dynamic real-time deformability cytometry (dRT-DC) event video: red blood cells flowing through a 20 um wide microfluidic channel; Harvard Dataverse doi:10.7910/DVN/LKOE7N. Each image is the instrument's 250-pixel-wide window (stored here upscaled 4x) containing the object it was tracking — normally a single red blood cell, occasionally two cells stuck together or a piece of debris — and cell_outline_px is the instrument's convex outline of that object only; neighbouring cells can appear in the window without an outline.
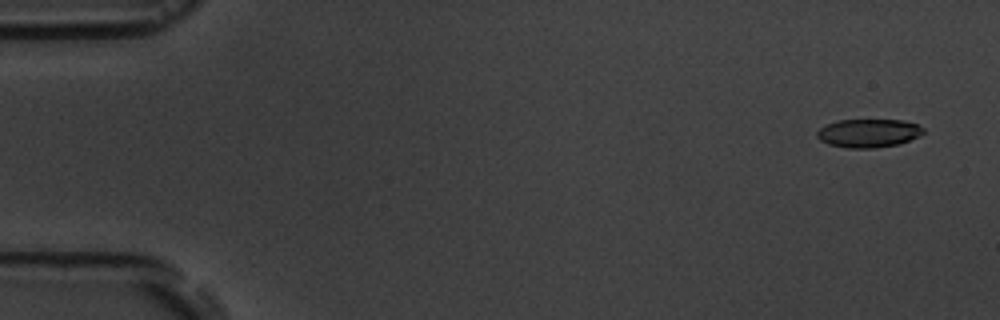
{"species": "common noctule bat (a hibernating species)", "species_latin": "Nyctalus noctula", "temperature_condition": "room temperature", "stored_images_in_passage": 6, "segment_of_instrument_passage": [1, 2], "camera_frame_rate_fps": 3000, "um_per_image_px": 0.085, "animal": {"sex": "male", "body_mass_g": 19.5, "forearm_length_mm": 54.6}, "frame": {"image": 1, "passage_image": 1, "time_ms": 0.0, "image_size_px": [1000, 320], "cell_outline_px": [[924, 132], [900, 144], [872, 148], [848, 148], [828, 144], [820, 140], [816, 136], [816, 132], [820, 128], [828, 124], [840, 120], [904, 120], [916, 124], [924, 128]], "centroid_in_image_um": [73.8, 11.32], "position_along_channel_um": 11.2, "area_um2": 17.46}}
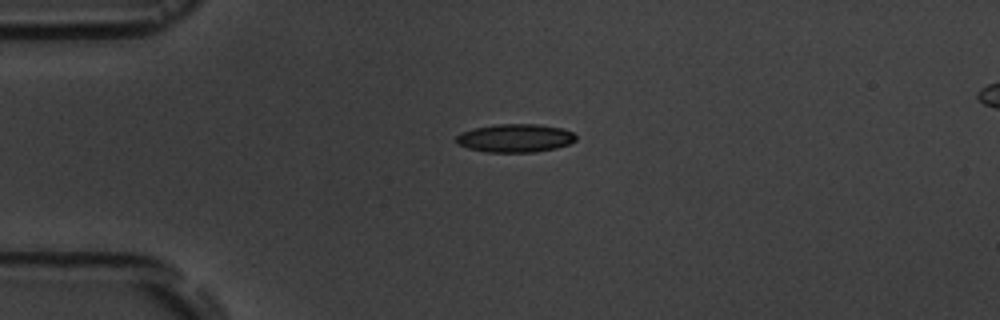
{"frame": {"image": 2, "passage_image": 4, "time_ms": 3.667, "image_size_px": [1000, 320], "cell_outline_px": [[576, 140], [568, 144], [556, 148], [536, 152], [488, 152], [468, 148], [456, 144], [452, 140], [460, 132], [476, 128], [496, 124], [536, 124], [564, 128], [572, 132], [576, 136]], "centroid_in_image_um": [43.76, 11.74], "position_along_channel_um": 41.2, "area_um2": 19.88}}